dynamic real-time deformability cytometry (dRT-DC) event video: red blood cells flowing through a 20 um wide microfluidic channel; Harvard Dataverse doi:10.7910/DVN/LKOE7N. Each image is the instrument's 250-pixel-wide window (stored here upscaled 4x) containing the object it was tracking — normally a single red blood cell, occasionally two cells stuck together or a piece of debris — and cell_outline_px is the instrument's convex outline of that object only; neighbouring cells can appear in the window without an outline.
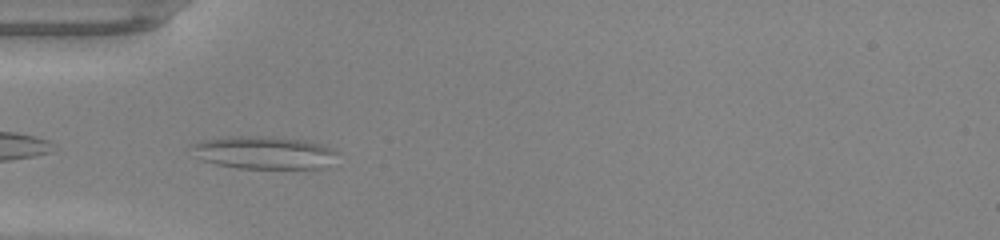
{"species": "common noctule bat (a hibernating species)", "species_latin": "Nyctalus noctula", "temperature_condition": "warm", "stored_images_in_passage": 41, "camera_frame_rate_fps": 3000, "um_per_image_px": 0.085, "animal": {"sex": "male", "body_mass_g": 20.0, "forearm_length_mm": 53.3}, "frame": {"image": 1, "passage_image": 13, "time_ms": 4.0, "image_size_px": [1000, 240], "cell_outline_px": [[340, 152], [320, 168], [236, 168], [216, 164], [204, 160], [192, 144], [204, 140], [228, 136], [280, 136], [304, 140], [320, 144], [332, 148]], "centroid_in_image_um": [22.49, 12.95], "position_along_channel_um": 62.5, "area_um2": 27.28}}
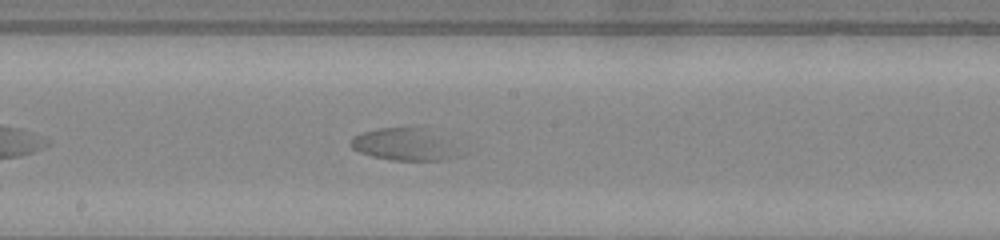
{"frame": {"image": 2, "passage_image": 25, "time_ms": 8.0, "image_size_px": [1000, 240], "cell_outline_px": [[468, 152], [464, 156], [444, 160], [392, 160], [372, 156], [360, 152], [352, 148], [348, 144], [348, 140], [352, 136], [360, 132], [380, 128], [424, 128]], "centroid_in_image_um": [34.41, 12.3], "position_along_channel_um": 213.8, "area_um2": 20.75}}
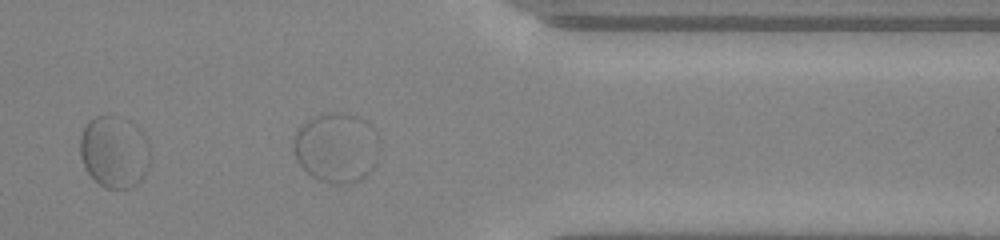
{"frame": {"image": 3, "passage_image": 39, "time_ms": 12.667, "image_size_px": [1000, 240], "cell_outline_px": [[152, 156], [148, 168], [144, 176], [136, 184], [128, 188], [104, 188], [84, 168], [80, 156], [80, 136], [84, 128], [96, 116], [120, 116], [136, 124], [140, 128], [148, 144]], "centroid_in_image_um": [9.74, 12.9], "position_along_channel_um": 401.7, "area_um2": 29.59}}